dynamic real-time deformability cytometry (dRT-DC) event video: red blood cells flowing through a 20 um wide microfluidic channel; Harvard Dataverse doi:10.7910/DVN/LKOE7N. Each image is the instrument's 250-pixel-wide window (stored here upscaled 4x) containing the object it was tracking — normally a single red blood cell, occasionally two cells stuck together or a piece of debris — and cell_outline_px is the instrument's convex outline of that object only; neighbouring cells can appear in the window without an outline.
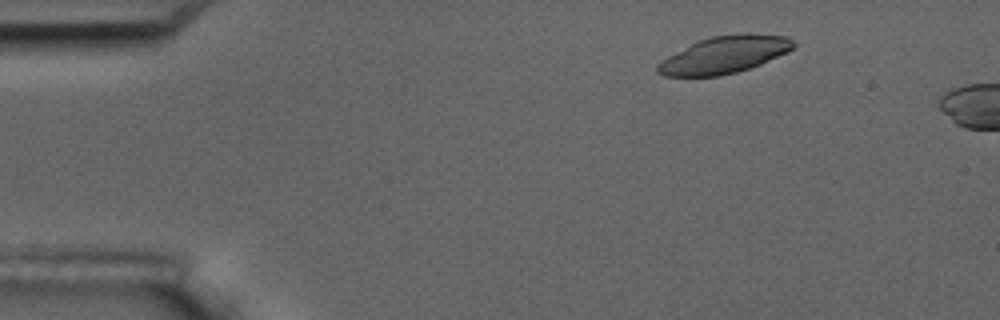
{"species": "common noctule bat (a hibernating species)", "species_latin": "Nyctalus noctula", "temperature_condition": "room temperature", "stored_images_in_passage": 3, "camera_frame_rate_fps": 3000, "um_per_image_px": 0.085, "animal": {"sex": "male", "body_mass_g": 17.5, "forearm_length_mm": 52.3}, "frame": {"image": 1, "passage_image": 2, "time_ms": 1.0, "image_size_px": [1000, 320], "cell_outline_px": [[796, 44], [788, 52], [760, 64], [736, 72], [720, 76], [664, 76], [656, 72], [656, 64], [668, 56], [700, 40], [712, 36], [788, 36]], "centroid_in_image_um": [61.51, 4.71], "position_along_channel_um": 23.5, "area_um2": 28.21}}